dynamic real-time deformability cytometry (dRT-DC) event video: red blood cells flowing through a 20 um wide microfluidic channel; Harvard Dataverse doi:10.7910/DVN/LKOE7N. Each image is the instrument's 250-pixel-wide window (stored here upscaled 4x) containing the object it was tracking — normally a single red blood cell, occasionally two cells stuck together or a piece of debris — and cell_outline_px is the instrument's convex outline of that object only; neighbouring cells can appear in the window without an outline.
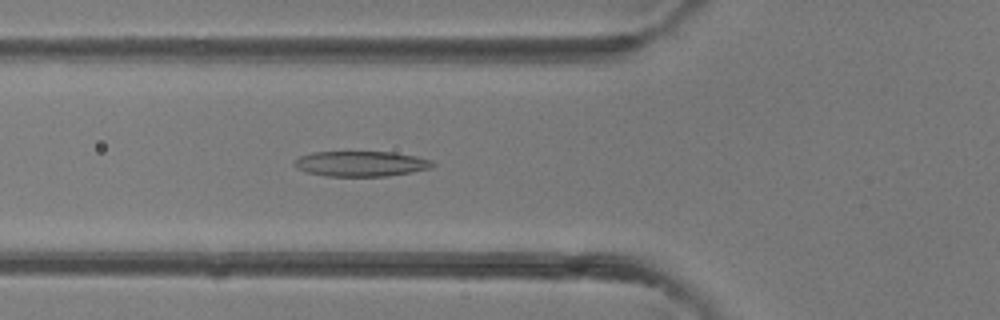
{"species": "common noctule bat (a hibernating species)", "species_latin": "Nyctalus noctula", "temperature_condition": "room temperature", "stored_images_in_passage": 41, "camera_frame_rate_fps": 3000, "um_per_image_px": 0.085, "animal": {"sex": "female"}, "frame": {"image": 1, "passage_image": 15, "time_ms": 4.667, "image_size_px": [1000, 320], "cell_outline_px": [[436, 164], [428, 168], [412, 172], [388, 176], [328, 176], [308, 172], [296, 168], [292, 164], [300, 156], [312, 152], [392, 152], [416, 156], [432, 160]], "centroid_in_image_um": [30.68, 13.91], "position_along_channel_um": 95.1, "area_um2": 20.29}}
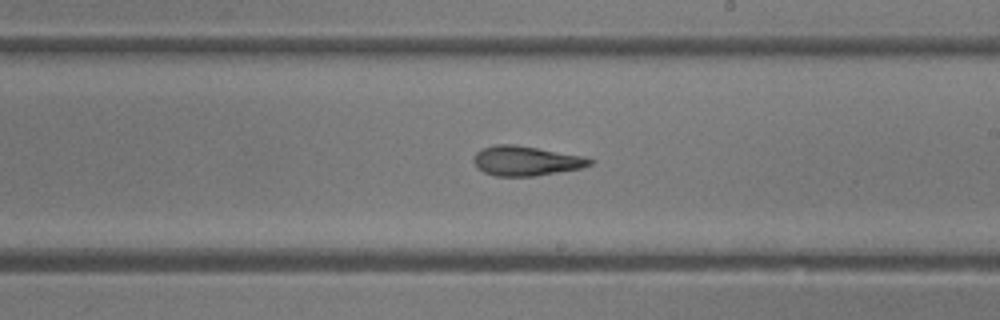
{"frame": {"image": 2, "passage_image": 24, "time_ms": 7.667, "image_size_px": [1000, 320], "cell_outline_px": [[596, 160], [592, 164], [580, 168], [532, 176], [496, 176], [484, 172], [476, 168], [472, 160], [472, 156], [476, 152], [484, 148], [496, 144], [516, 144], [584, 156]], "centroid_in_image_um": [44.68, 13.66], "position_along_channel_um": 244.3, "area_um2": 20.17}}
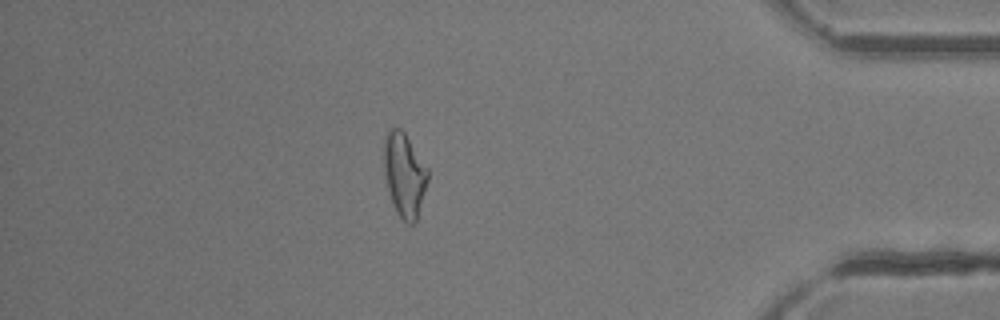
{"frame": {"image": 3, "passage_image": 36, "time_ms": 11.667, "image_size_px": [1000, 320], "cell_outline_px": [[428, 180], [416, 220], [412, 224], [408, 224], [396, 212], [392, 204], [384, 172], [384, 136], [388, 128], [400, 128], [404, 132], [428, 168]], "centroid_in_image_um": [34.36, 14.83], "position_along_channel_um": 400.8, "area_um2": 21.33}}